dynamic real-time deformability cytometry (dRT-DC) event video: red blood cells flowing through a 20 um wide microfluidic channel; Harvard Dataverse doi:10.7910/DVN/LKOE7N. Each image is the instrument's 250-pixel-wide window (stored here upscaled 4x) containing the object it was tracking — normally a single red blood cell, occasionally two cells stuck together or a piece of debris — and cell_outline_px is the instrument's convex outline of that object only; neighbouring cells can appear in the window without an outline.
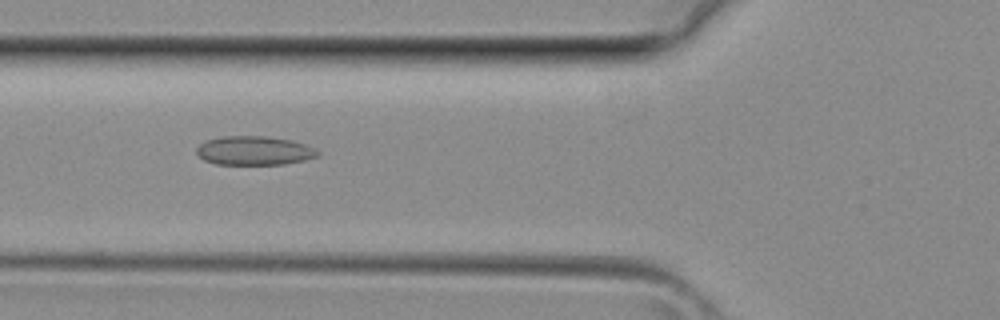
{"species": "common noctule bat (a hibernating species)", "species_latin": "Nyctalus noctula", "temperature_condition": "room temperature", "stored_images_in_passage": 28, "segment_of_instrument_passage": [1, 2], "camera_frame_rate_fps": 3000, "um_per_image_px": 0.085, "animal": {"sex": "female", "body_mass_g": 29.2, "forearm_length_mm": 56.3}, "frame": {"image": 1, "passage_image": 3, "time_ms": 0.667, "image_size_px": [1000, 320], "cell_outline_px": [[320, 156], [304, 160], [284, 164], [216, 164], [204, 160], [196, 152], [196, 148], [200, 144], [208, 140], [224, 136], [264, 136], [292, 140], [316, 148], [320, 152]], "centroid_in_image_um": [21.65, 12.8], "position_along_channel_um": 104.2, "area_um2": 20.4}}
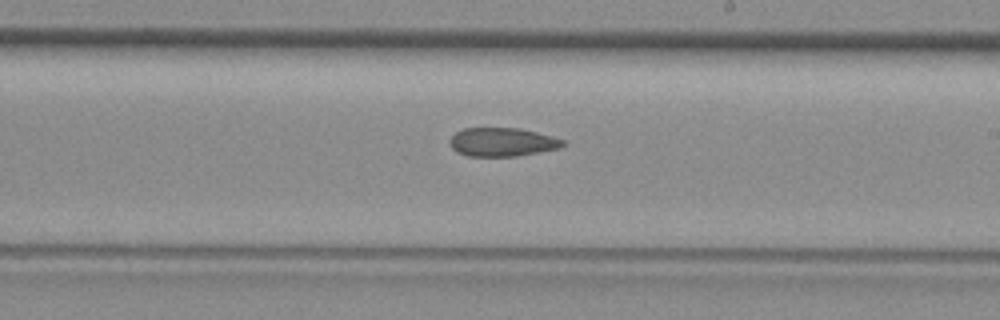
{"frame": {"image": 2, "passage_image": 11, "time_ms": 3.333, "image_size_px": [1000, 320], "cell_outline_px": [[564, 144], [560, 148], [540, 152], [516, 156], [468, 156], [456, 152], [448, 144], [448, 140], [456, 132], [464, 128], [520, 128], [552, 136], [564, 140]], "centroid_in_image_um": [42.66, 12.07], "position_along_channel_um": 246.3, "area_um2": 18.96}}
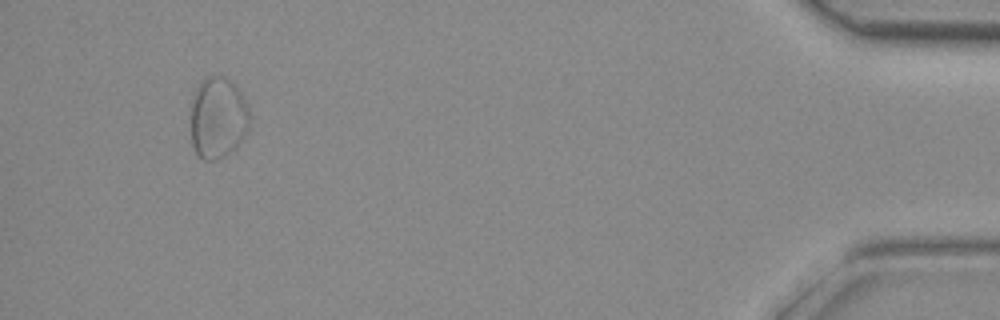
{"frame": {"image": 3, "passage_image": 25, "time_ms": 8.0, "image_size_px": [1000, 320], "cell_outline_px": [[248, 128], [240, 140], [224, 156], [216, 160], [204, 160], [196, 152], [192, 144], [192, 104], [196, 92], [200, 84], [208, 76], [224, 76], [240, 92], [248, 108]], "centroid_in_image_um": [18.51, 10.02], "position_along_channel_um": 416.7, "area_um2": 26.88}}